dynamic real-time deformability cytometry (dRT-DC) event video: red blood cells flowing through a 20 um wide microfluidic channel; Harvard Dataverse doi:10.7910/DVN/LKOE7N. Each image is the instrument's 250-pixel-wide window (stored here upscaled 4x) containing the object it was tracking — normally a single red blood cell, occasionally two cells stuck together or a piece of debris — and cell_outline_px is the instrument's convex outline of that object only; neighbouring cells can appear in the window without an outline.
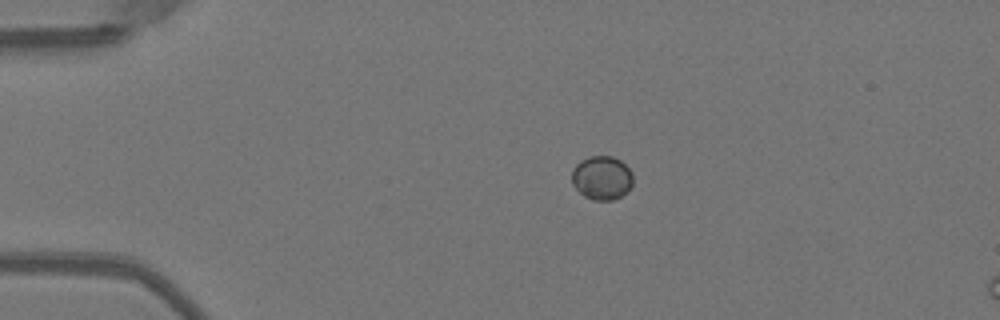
{"species": "Egyptian fruit bat (a non-hibernating species)", "species_latin": "Rousettus aegyptiacus", "temperature_condition": "warm", "stored_images_in_passage": 7, "camera_frame_rate_fps": 3000, "um_per_image_px": 0.085, "animal": {"sex": "female"}, "frame": {"image": 1, "passage_image": 1, "time_ms": 0.0, "image_size_px": [1000, 320], "cell_outline_px": [[632, 184], [620, 196], [612, 200], [592, 200], [584, 196], [572, 184], [572, 168], [580, 160], [588, 156], [612, 156], [620, 160], [632, 172]], "centroid_in_image_um": [51.12, 15.1], "position_along_channel_um": 33.9, "area_um2": 15.55}}